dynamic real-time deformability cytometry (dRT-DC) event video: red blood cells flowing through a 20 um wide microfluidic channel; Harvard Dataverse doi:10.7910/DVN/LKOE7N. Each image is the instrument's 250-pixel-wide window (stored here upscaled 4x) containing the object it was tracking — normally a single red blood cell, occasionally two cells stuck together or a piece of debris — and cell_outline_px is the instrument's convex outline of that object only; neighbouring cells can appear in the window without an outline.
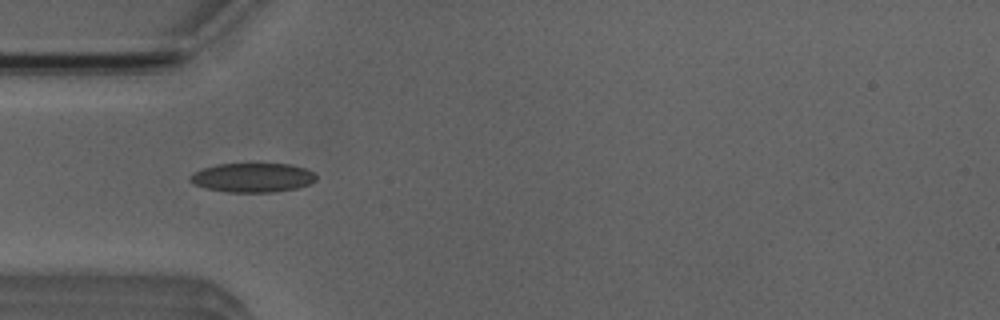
{"species": "Egyptian fruit bat (a non-hibernating species)", "species_latin": "Rousettus aegyptiacus", "temperature_condition": "room temperature", "stored_images_in_passage": 19, "camera_frame_rate_fps": 3000, "um_per_image_px": 0.085, "animal": {"sex": "male"}, "frame": {"image": 1, "passage_image": 4, "time_ms": 1.0, "image_size_px": [1000, 320], "cell_outline_px": [[316, 180], [308, 184], [296, 188], [272, 192], [224, 192], [204, 188], [192, 184], [188, 180], [188, 176], [204, 168], [216, 164], [288, 164], [304, 168], [312, 172], [316, 176]], "centroid_in_image_um": [21.41, 15.1], "position_along_channel_um": 63.6, "area_um2": 21.39}}
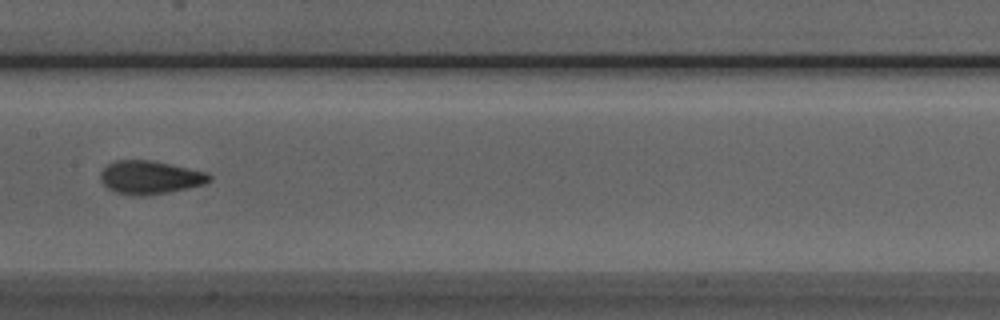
{"frame": {"image": 2, "passage_image": 14, "time_ms": 4.333, "image_size_px": [1000, 320], "cell_outline_px": [[212, 180], [204, 184], [188, 188], [148, 196], [136, 196], [116, 192], [108, 188], [100, 180], [100, 172], [108, 164], [116, 160], [152, 160], [208, 172], [212, 176]], "centroid_in_image_um": [12.77, 15.08], "position_along_channel_um": 194.6, "area_um2": 21.27}}